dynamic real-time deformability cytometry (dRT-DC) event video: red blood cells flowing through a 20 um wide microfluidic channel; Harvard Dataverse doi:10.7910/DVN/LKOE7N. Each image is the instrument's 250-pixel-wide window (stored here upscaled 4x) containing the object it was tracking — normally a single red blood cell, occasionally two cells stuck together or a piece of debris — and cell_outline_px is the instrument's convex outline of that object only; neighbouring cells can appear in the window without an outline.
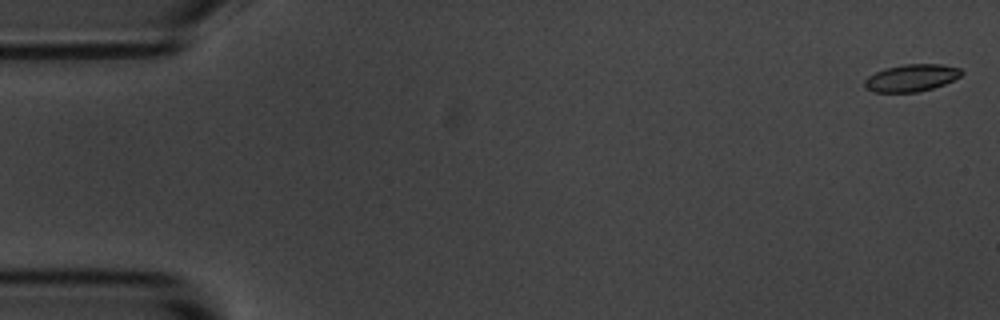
{"species": "common noctule bat (a hibernating species)", "species_latin": "Nyctalus noctula", "temperature_condition": "room temperature", "stored_images_in_passage": 5, "camera_frame_rate_fps": 3000, "um_per_image_px": 0.085, "animal": {"sex": "male", "body_mass_g": 20.1, "forearm_length_mm": 53.5}, "frame": {"image": 1, "passage_image": 1, "time_ms": 0.0, "image_size_px": [1000, 320], "cell_outline_px": [[964, 72], [960, 76], [944, 84], [932, 88], [916, 92], [872, 92], [864, 88], [864, 80], [868, 76], [884, 68], [904, 64], [940, 64], [960, 68]], "centroid_in_image_um": [77.43, 6.62], "position_along_channel_um": 7.6, "area_um2": 15.37}}
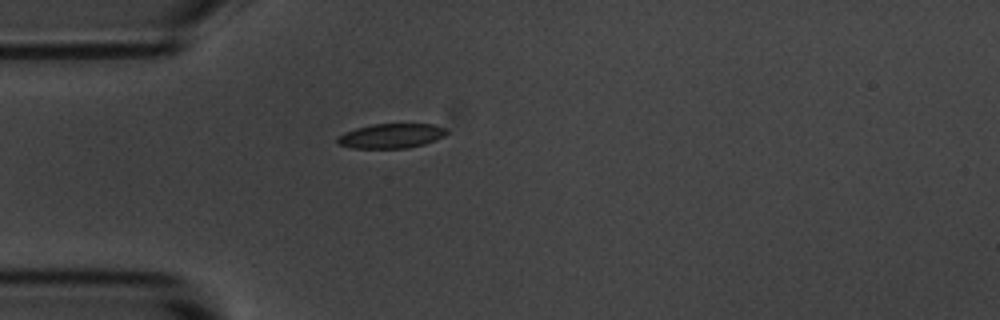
{"frame": {"image": 2, "passage_image": 5, "time_ms": 4.667, "image_size_px": [1000, 320], "cell_outline_px": [[448, 132], [444, 136], [436, 140], [424, 144], [408, 148], [352, 148], [336, 144], [336, 136], [344, 132], [356, 128], [372, 124], [432, 124], [444, 128]], "centroid_in_image_um": [33.2, 11.55], "position_along_channel_um": 51.8, "area_um2": 15.78}}